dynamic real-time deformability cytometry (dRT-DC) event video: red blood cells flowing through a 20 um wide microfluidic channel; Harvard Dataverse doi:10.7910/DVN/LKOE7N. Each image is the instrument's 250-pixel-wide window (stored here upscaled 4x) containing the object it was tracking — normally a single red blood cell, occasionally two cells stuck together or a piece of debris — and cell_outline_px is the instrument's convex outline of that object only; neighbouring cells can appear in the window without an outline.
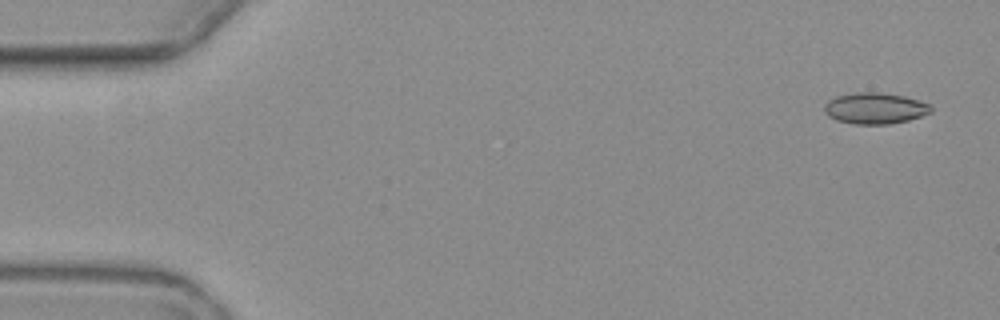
{"species": "common noctule bat (a hibernating species)", "species_latin": "Nyctalus noctula", "temperature_condition": "warm", "stored_images_in_passage": 4, "camera_frame_rate_fps": 3000, "um_per_image_px": 0.085, "animal": {"sex": "female", "body_mass_g": 19.3, "forearm_length_mm": 54.1}, "frame": {"image": 1, "passage_image": 1, "time_ms": 0.0, "image_size_px": [1000, 320], "cell_outline_px": [[932, 112], [908, 120], [888, 124], [852, 124], [836, 120], [828, 116], [824, 112], [824, 104], [828, 100], [836, 96], [856, 92], [876, 92], [904, 96], [928, 104], [932, 108]], "centroid_in_image_um": [74.32, 9.21], "position_along_channel_um": 10.7, "area_um2": 19.31}}
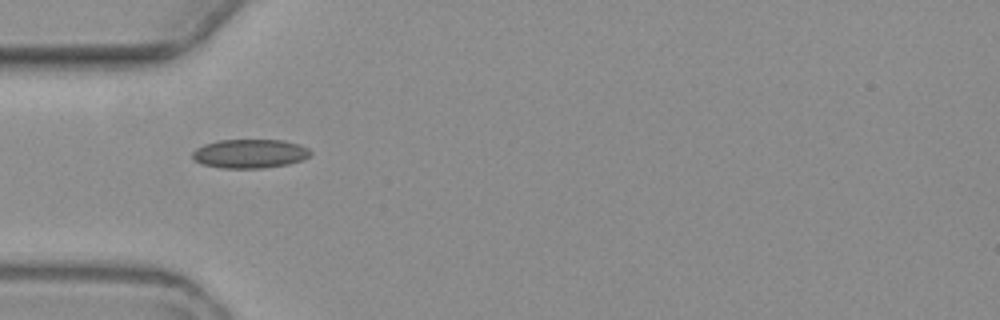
{"frame": {"image": 2, "passage_image": 4, "time_ms": 5.0, "image_size_px": [1000, 320], "cell_outline_px": [[312, 152], [308, 156], [300, 160], [288, 164], [264, 168], [220, 168], [200, 164], [192, 160], [192, 152], [196, 148], [204, 144], [220, 140], [284, 140], [300, 144], [308, 148]], "centroid_in_image_um": [21.2, 13.06], "position_along_channel_um": 63.8, "area_um2": 20.06}}